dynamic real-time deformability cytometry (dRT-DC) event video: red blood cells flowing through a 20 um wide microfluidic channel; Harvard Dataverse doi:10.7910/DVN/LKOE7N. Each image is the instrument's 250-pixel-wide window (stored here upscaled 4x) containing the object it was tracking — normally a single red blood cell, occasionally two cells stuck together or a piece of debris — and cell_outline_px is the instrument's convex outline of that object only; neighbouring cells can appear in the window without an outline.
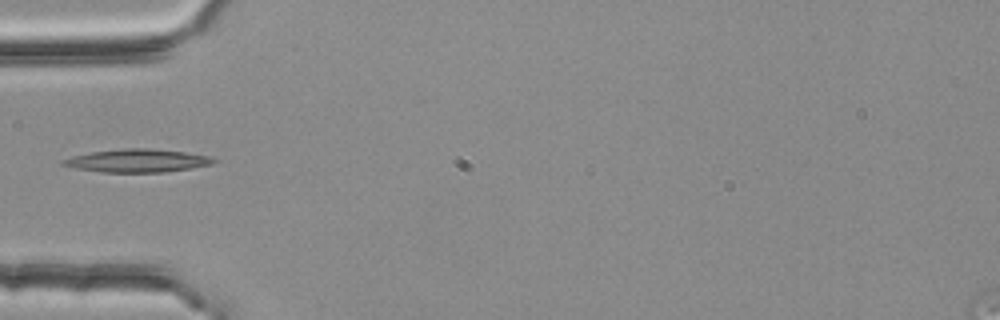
{"species": "common noctule bat (a hibernating species)", "species_latin": "Nyctalus noctula", "temperature_condition": "room temperature", "stored_images_in_passage": 5, "camera_frame_rate_fps": 3000, "um_per_image_px": 0.085, "animal": {"sex": "female", "body_mass_g": 25.1}, "frame": {"image": 1, "passage_image": 5, "time_ms": 1.333, "image_size_px": [1000, 320], "cell_outline_px": [[220, 160], [212, 164], [192, 168], [164, 172], [104, 172], [76, 168], [60, 164], [60, 160], [72, 156], [92, 152], [124, 148], [148, 148], [184, 152], [208, 156]], "centroid_in_image_um": [11.68, 13.65], "position_along_channel_um": 73.3, "area_um2": 20.17}}